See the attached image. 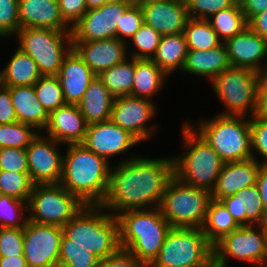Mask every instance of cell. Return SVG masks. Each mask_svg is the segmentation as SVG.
<instances>
[{
  "label": "cell",
  "mask_w": 267,
  "mask_h": 267,
  "mask_svg": "<svg viewBox=\"0 0 267 267\" xmlns=\"http://www.w3.org/2000/svg\"><path fill=\"white\" fill-rule=\"evenodd\" d=\"M211 200L210 191L183 183L173 176L159 209L172 228H201Z\"/></svg>",
  "instance_id": "obj_7"
},
{
  "label": "cell",
  "mask_w": 267,
  "mask_h": 267,
  "mask_svg": "<svg viewBox=\"0 0 267 267\" xmlns=\"http://www.w3.org/2000/svg\"><path fill=\"white\" fill-rule=\"evenodd\" d=\"M234 4L242 5L245 0H231Z\"/></svg>",
  "instance_id": "obj_60"
},
{
  "label": "cell",
  "mask_w": 267,
  "mask_h": 267,
  "mask_svg": "<svg viewBox=\"0 0 267 267\" xmlns=\"http://www.w3.org/2000/svg\"><path fill=\"white\" fill-rule=\"evenodd\" d=\"M220 201L226 206L228 212L240 226L246 225V207L242 196L230 195Z\"/></svg>",
  "instance_id": "obj_52"
},
{
  "label": "cell",
  "mask_w": 267,
  "mask_h": 267,
  "mask_svg": "<svg viewBox=\"0 0 267 267\" xmlns=\"http://www.w3.org/2000/svg\"><path fill=\"white\" fill-rule=\"evenodd\" d=\"M213 256L226 266L230 258L257 264L256 267L267 265V233L264 225L238 227L213 246Z\"/></svg>",
  "instance_id": "obj_12"
},
{
  "label": "cell",
  "mask_w": 267,
  "mask_h": 267,
  "mask_svg": "<svg viewBox=\"0 0 267 267\" xmlns=\"http://www.w3.org/2000/svg\"><path fill=\"white\" fill-rule=\"evenodd\" d=\"M33 86L39 102L48 114L66 104L57 76H42Z\"/></svg>",
  "instance_id": "obj_36"
},
{
  "label": "cell",
  "mask_w": 267,
  "mask_h": 267,
  "mask_svg": "<svg viewBox=\"0 0 267 267\" xmlns=\"http://www.w3.org/2000/svg\"><path fill=\"white\" fill-rule=\"evenodd\" d=\"M247 24L254 33L267 40V9L253 16Z\"/></svg>",
  "instance_id": "obj_54"
},
{
  "label": "cell",
  "mask_w": 267,
  "mask_h": 267,
  "mask_svg": "<svg viewBox=\"0 0 267 267\" xmlns=\"http://www.w3.org/2000/svg\"><path fill=\"white\" fill-rule=\"evenodd\" d=\"M56 76L59 79L65 103L76 105L82 100L90 82L96 77L73 48L64 57Z\"/></svg>",
  "instance_id": "obj_22"
},
{
  "label": "cell",
  "mask_w": 267,
  "mask_h": 267,
  "mask_svg": "<svg viewBox=\"0 0 267 267\" xmlns=\"http://www.w3.org/2000/svg\"><path fill=\"white\" fill-rule=\"evenodd\" d=\"M114 99L113 95L104 86L103 81L96 76L90 82L82 100L78 103V107L88 125L108 121L110 120Z\"/></svg>",
  "instance_id": "obj_27"
},
{
  "label": "cell",
  "mask_w": 267,
  "mask_h": 267,
  "mask_svg": "<svg viewBox=\"0 0 267 267\" xmlns=\"http://www.w3.org/2000/svg\"><path fill=\"white\" fill-rule=\"evenodd\" d=\"M257 79L258 73L254 70L232 66L217 75L211 86L226 108L218 114L254 116Z\"/></svg>",
  "instance_id": "obj_10"
},
{
  "label": "cell",
  "mask_w": 267,
  "mask_h": 267,
  "mask_svg": "<svg viewBox=\"0 0 267 267\" xmlns=\"http://www.w3.org/2000/svg\"><path fill=\"white\" fill-rule=\"evenodd\" d=\"M138 143L134 136L111 120L89 124L82 142L86 148L107 160L124 154Z\"/></svg>",
  "instance_id": "obj_17"
},
{
  "label": "cell",
  "mask_w": 267,
  "mask_h": 267,
  "mask_svg": "<svg viewBox=\"0 0 267 267\" xmlns=\"http://www.w3.org/2000/svg\"><path fill=\"white\" fill-rule=\"evenodd\" d=\"M200 267H227V266L219 262L214 256H212L204 265Z\"/></svg>",
  "instance_id": "obj_57"
},
{
  "label": "cell",
  "mask_w": 267,
  "mask_h": 267,
  "mask_svg": "<svg viewBox=\"0 0 267 267\" xmlns=\"http://www.w3.org/2000/svg\"><path fill=\"white\" fill-rule=\"evenodd\" d=\"M17 122L9 89L0 84V125Z\"/></svg>",
  "instance_id": "obj_51"
},
{
  "label": "cell",
  "mask_w": 267,
  "mask_h": 267,
  "mask_svg": "<svg viewBox=\"0 0 267 267\" xmlns=\"http://www.w3.org/2000/svg\"><path fill=\"white\" fill-rule=\"evenodd\" d=\"M33 187L28 173L0 170V194L28 202Z\"/></svg>",
  "instance_id": "obj_35"
},
{
  "label": "cell",
  "mask_w": 267,
  "mask_h": 267,
  "mask_svg": "<svg viewBox=\"0 0 267 267\" xmlns=\"http://www.w3.org/2000/svg\"><path fill=\"white\" fill-rule=\"evenodd\" d=\"M15 35L20 41L18 48L36 62L42 76H56L64 57L73 48L71 31L22 28Z\"/></svg>",
  "instance_id": "obj_8"
},
{
  "label": "cell",
  "mask_w": 267,
  "mask_h": 267,
  "mask_svg": "<svg viewBox=\"0 0 267 267\" xmlns=\"http://www.w3.org/2000/svg\"><path fill=\"white\" fill-rule=\"evenodd\" d=\"M260 166V162L254 158L224 163L211 192L212 199L220 201L235 195L241 189L255 185Z\"/></svg>",
  "instance_id": "obj_23"
},
{
  "label": "cell",
  "mask_w": 267,
  "mask_h": 267,
  "mask_svg": "<svg viewBox=\"0 0 267 267\" xmlns=\"http://www.w3.org/2000/svg\"><path fill=\"white\" fill-rule=\"evenodd\" d=\"M129 58L130 59L126 58L123 62L103 71L98 76L114 98L132 95L135 75V58Z\"/></svg>",
  "instance_id": "obj_32"
},
{
  "label": "cell",
  "mask_w": 267,
  "mask_h": 267,
  "mask_svg": "<svg viewBox=\"0 0 267 267\" xmlns=\"http://www.w3.org/2000/svg\"><path fill=\"white\" fill-rule=\"evenodd\" d=\"M24 227H0V256H24Z\"/></svg>",
  "instance_id": "obj_44"
},
{
  "label": "cell",
  "mask_w": 267,
  "mask_h": 267,
  "mask_svg": "<svg viewBox=\"0 0 267 267\" xmlns=\"http://www.w3.org/2000/svg\"><path fill=\"white\" fill-rule=\"evenodd\" d=\"M99 258L81 245H68V238L63 234L58 267H96Z\"/></svg>",
  "instance_id": "obj_37"
},
{
  "label": "cell",
  "mask_w": 267,
  "mask_h": 267,
  "mask_svg": "<svg viewBox=\"0 0 267 267\" xmlns=\"http://www.w3.org/2000/svg\"><path fill=\"white\" fill-rule=\"evenodd\" d=\"M240 225L228 212L226 206L217 200H211L205 221L201 227L207 241L214 246L225 235L235 231Z\"/></svg>",
  "instance_id": "obj_31"
},
{
  "label": "cell",
  "mask_w": 267,
  "mask_h": 267,
  "mask_svg": "<svg viewBox=\"0 0 267 267\" xmlns=\"http://www.w3.org/2000/svg\"><path fill=\"white\" fill-rule=\"evenodd\" d=\"M251 151L256 150L264 157L261 165H267V118L250 117ZM254 148V149H253Z\"/></svg>",
  "instance_id": "obj_47"
},
{
  "label": "cell",
  "mask_w": 267,
  "mask_h": 267,
  "mask_svg": "<svg viewBox=\"0 0 267 267\" xmlns=\"http://www.w3.org/2000/svg\"><path fill=\"white\" fill-rule=\"evenodd\" d=\"M96 267H145L138 258L127 251L119 248L107 258L99 259Z\"/></svg>",
  "instance_id": "obj_49"
},
{
  "label": "cell",
  "mask_w": 267,
  "mask_h": 267,
  "mask_svg": "<svg viewBox=\"0 0 267 267\" xmlns=\"http://www.w3.org/2000/svg\"><path fill=\"white\" fill-rule=\"evenodd\" d=\"M157 1H164V0H132V3L137 4V5H142V4H147L150 2H157Z\"/></svg>",
  "instance_id": "obj_59"
},
{
  "label": "cell",
  "mask_w": 267,
  "mask_h": 267,
  "mask_svg": "<svg viewBox=\"0 0 267 267\" xmlns=\"http://www.w3.org/2000/svg\"><path fill=\"white\" fill-rule=\"evenodd\" d=\"M87 10L98 8L105 4V0H85Z\"/></svg>",
  "instance_id": "obj_58"
},
{
  "label": "cell",
  "mask_w": 267,
  "mask_h": 267,
  "mask_svg": "<svg viewBox=\"0 0 267 267\" xmlns=\"http://www.w3.org/2000/svg\"><path fill=\"white\" fill-rule=\"evenodd\" d=\"M85 204L61 184L34 185L28 201V220L63 227Z\"/></svg>",
  "instance_id": "obj_11"
},
{
  "label": "cell",
  "mask_w": 267,
  "mask_h": 267,
  "mask_svg": "<svg viewBox=\"0 0 267 267\" xmlns=\"http://www.w3.org/2000/svg\"><path fill=\"white\" fill-rule=\"evenodd\" d=\"M254 115L267 118V68L258 73Z\"/></svg>",
  "instance_id": "obj_50"
},
{
  "label": "cell",
  "mask_w": 267,
  "mask_h": 267,
  "mask_svg": "<svg viewBox=\"0 0 267 267\" xmlns=\"http://www.w3.org/2000/svg\"><path fill=\"white\" fill-rule=\"evenodd\" d=\"M245 119H244V118ZM187 123L206 141L226 162L257 159L251 151L250 117L241 115H216L212 119L199 121L193 127Z\"/></svg>",
  "instance_id": "obj_6"
},
{
  "label": "cell",
  "mask_w": 267,
  "mask_h": 267,
  "mask_svg": "<svg viewBox=\"0 0 267 267\" xmlns=\"http://www.w3.org/2000/svg\"><path fill=\"white\" fill-rule=\"evenodd\" d=\"M207 21L223 43L248 27L241 5L237 4L211 15Z\"/></svg>",
  "instance_id": "obj_33"
},
{
  "label": "cell",
  "mask_w": 267,
  "mask_h": 267,
  "mask_svg": "<svg viewBox=\"0 0 267 267\" xmlns=\"http://www.w3.org/2000/svg\"><path fill=\"white\" fill-rule=\"evenodd\" d=\"M10 92L17 121L42 131L48 123V113L39 102L34 86L7 87Z\"/></svg>",
  "instance_id": "obj_25"
},
{
  "label": "cell",
  "mask_w": 267,
  "mask_h": 267,
  "mask_svg": "<svg viewBox=\"0 0 267 267\" xmlns=\"http://www.w3.org/2000/svg\"><path fill=\"white\" fill-rule=\"evenodd\" d=\"M242 196L246 207V225H264L267 214L264 210L257 185L246 187L235 194Z\"/></svg>",
  "instance_id": "obj_41"
},
{
  "label": "cell",
  "mask_w": 267,
  "mask_h": 267,
  "mask_svg": "<svg viewBox=\"0 0 267 267\" xmlns=\"http://www.w3.org/2000/svg\"><path fill=\"white\" fill-rule=\"evenodd\" d=\"M183 33L188 50L207 51L223 43L210 23L205 19L189 18Z\"/></svg>",
  "instance_id": "obj_34"
},
{
  "label": "cell",
  "mask_w": 267,
  "mask_h": 267,
  "mask_svg": "<svg viewBox=\"0 0 267 267\" xmlns=\"http://www.w3.org/2000/svg\"><path fill=\"white\" fill-rule=\"evenodd\" d=\"M62 237V227L28 220L23 246L28 267H58Z\"/></svg>",
  "instance_id": "obj_13"
},
{
  "label": "cell",
  "mask_w": 267,
  "mask_h": 267,
  "mask_svg": "<svg viewBox=\"0 0 267 267\" xmlns=\"http://www.w3.org/2000/svg\"><path fill=\"white\" fill-rule=\"evenodd\" d=\"M258 187L264 210L267 214V165H261L257 175Z\"/></svg>",
  "instance_id": "obj_55"
},
{
  "label": "cell",
  "mask_w": 267,
  "mask_h": 267,
  "mask_svg": "<svg viewBox=\"0 0 267 267\" xmlns=\"http://www.w3.org/2000/svg\"><path fill=\"white\" fill-rule=\"evenodd\" d=\"M132 4V1L107 2L98 8L87 10L72 27V41H94L116 37V26H120L122 15Z\"/></svg>",
  "instance_id": "obj_14"
},
{
  "label": "cell",
  "mask_w": 267,
  "mask_h": 267,
  "mask_svg": "<svg viewBox=\"0 0 267 267\" xmlns=\"http://www.w3.org/2000/svg\"><path fill=\"white\" fill-rule=\"evenodd\" d=\"M144 23L161 36L182 33L189 19L185 0H164L140 5Z\"/></svg>",
  "instance_id": "obj_20"
},
{
  "label": "cell",
  "mask_w": 267,
  "mask_h": 267,
  "mask_svg": "<svg viewBox=\"0 0 267 267\" xmlns=\"http://www.w3.org/2000/svg\"><path fill=\"white\" fill-rule=\"evenodd\" d=\"M264 227H265V230H266V233H267V217H266V220H265V223H264Z\"/></svg>",
  "instance_id": "obj_62"
},
{
  "label": "cell",
  "mask_w": 267,
  "mask_h": 267,
  "mask_svg": "<svg viewBox=\"0 0 267 267\" xmlns=\"http://www.w3.org/2000/svg\"><path fill=\"white\" fill-rule=\"evenodd\" d=\"M72 42L73 49L96 76L129 58L127 41H121L117 37Z\"/></svg>",
  "instance_id": "obj_19"
},
{
  "label": "cell",
  "mask_w": 267,
  "mask_h": 267,
  "mask_svg": "<svg viewBox=\"0 0 267 267\" xmlns=\"http://www.w3.org/2000/svg\"><path fill=\"white\" fill-rule=\"evenodd\" d=\"M119 246L148 267L157 257L172 228L159 207L127 210L116 215Z\"/></svg>",
  "instance_id": "obj_3"
},
{
  "label": "cell",
  "mask_w": 267,
  "mask_h": 267,
  "mask_svg": "<svg viewBox=\"0 0 267 267\" xmlns=\"http://www.w3.org/2000/svg\"><path fill=\"white\" fill-rule=\"evenodd\" d=\"M43 136L38 132L26 148L28 175L34 185L60 184L64 156L57 149L60 143Z\"/></svg>",
  "instance_id": "obj_15"
},
{
  "label": "cell",
  "mask_w": 267,
  "mask_h": 267,
  "mask_svg": "<svg viewBox=\"0 0 267 267\" xmlns=\"http://www.w3.org/2000/svg\"><path fill=\"white\" fill-rule=\"evenodd\" d=\"M88 124L76 104H65L48 115V137L59 143L78 144L84 141Z\"/></svg>",
  "instance_id": "obj_21"
},
{
  "label": "cell",
  "mask_w": 267,
  "mask_h": 267,
  "mask_svg": "<svg viewBox=\"0 0 267 267\" xmlns=\"http://www.w3.org/2000/svg\"><path fill=\"white\" fill-rule=\"evenodd\" d=\"M26 210H28V202L0 194V227H25L28 222V216L24 215Z\"/></svg>",
  "instance_id": "obj_38"
},
{
  "label": "cell",
  "mask_w": 267,
  "mask_h": 267,
  "mask_svg": "<svg viewBox=\"0 0 267 267\" xmlns=\"http://www.w3.org/2000/svg\"><path fill=\"white\" fill-rule=\"evenodd\" d=\"M123 1H132V0H105V4L107 2H123Z\"/></svg>",
  "instance_id": "obj_61"
},
{
  "label": "cell",
  "mask_w": 267,
  "mask_h": 267,
  "mask_svg": "<svg viewBox=\"0 0 267 267\" xmlns=\"http://www.w3.org/2000/svg\"><path fill=\"white\" fill-rule=\"evenodd\" d=\"M37 134L38 131L32 126L19 121L0 125V149L8 147L26 149Z\"/></svg>",
  "instance_id": "obj_39"
},
{
  "label": "cell",
  "mask_w": 267,
  "mask_h": 267,
  "mask_svg": "<svg viewBox=\"0 0 267 267\" xmlns=\"http://www.w3.org/2000/svg\"><path fill=\"white\" fill-rule=\"evenodd\" d=\"M167 77L168 75L152 59H135L132 96L152 100L162 89Z\"/></svg>",
  "instance_id": "obj_30"
},
{
  "label": "cell",
  "mask_w": 267,
  "mask_h": 267,
  "mask_svg": "<svg viewBox=\"0 0 267 267\" xmlns=\"http://www.w3.org/2000/svg\"><path fill=\"white\" fill-rule=\"evenodd\" d=\"M42 74L36 62L17 48L9 63L0 72V84L5 87L34 85Z\"/></svg>",
  "instance_id": "obj_28"
},
{
  "label": "cell",
  "mask_w": 267,
  "mask_h": 267,
  "mask_svg": "<svg viewBox=\"0 0 267 267\" xmlns=\"http://www.w3.org/2000/svg\"><path fill=\"white\" fill-rule=\"evenodd\" d=\"M60 184L85 205H100L108 189L112 167L82 143L67 144Z\"/></svg>",
  "instance_id": "obj_2"
},
{
  "label": "cell",
  "mask_w": 267,
  "mask_h": 267,
  "mask_svg": "<svg viewBox=\"0 0 267 267\" xmlns=\"http://www.w3.org/2000/svg\"><path fill=\"white\" fill-rule=\"evenodd\" d=\"M103 209L100 205H85L62 227L68 245H81L99 259L120 248L117 218Z\"/></svg>",
  "instance_id": "obj_4"
},
{
  "label": "cell",
  "mask_w": 267,
  "mask_h": 267,
  "mask_svg": "<svg viewBox=\"0 0 267 267\" xmlns=\"http://www.w3.org/2000/svg\"><path fill=\"white\" fill-rule=\"evenodd\" d=\"M173 176V157H129L112 168L100 206L110 213L115 212L114 216L127 210L159 207Z\"/></svg>",
  "instance_id": "obj_1"
},
{
  "label": "cell",
  "mask_w": 267,
  "mask_h": 267,
  "mask_svg": "<svg viewBox=\"0 0 267 267\" xmlns=\"http://www.w3.org/2000/svg\"><path fill=\"white\" fill-rule=\"evenodd\" d=\"M19 0H0V34L14 36L20 29L18 14Z\"/></svg>",
  "instance_id": "obj_45"
},
{
  "label": "cell",
  "mask_w": 267,
  "mask_h": 267,
  "mask_svg": "<svg viewBox=\"0 0 267 267\" xmlns=\"http://www.w3.org/2000/svg\"><path fill=\"white\" fill-rule=\"evenodd\" d=\"M161 35L151 26L144 23L130 38L135 47V52L130 57L135 59H152L156 54Z\"/></svg>",
  "instance_id": "obj_40"
},
{
  "label": "cell",
  "mask_w": 267,
  "mask_h": 267,
  "mask_svg": "<svg viewBox=\"0 0 267 267\" xmlns=\"http://www.w3.org/2000/svg\"><path fill=\"white\" fill-rule=\"evenodd\" d=\"M232 67L247 68L259 73L267 68V40L246 27L224 42Z\"/></svg>",
  "instance_id": "obj_18"
},
{
  "label": "cell",
  "mask_w": 267,
  "mask_h": 267,
  "mask_svg": "<svg viewBox=\"0 0 267 267\" xmlns=\"http://www.w3.org/2000/svg\"><path fill=\"white\" fill-rule=\"evenodd\" d=\"M187 54L188 47L184 33L169 34L161 37L152 60L170 76L169 74L176 69L182 71Z\"/></svg>",
  "instance_id": "obj_29"
},
{
  "label": "cell",
  "mask_w": 267,
  "mask_h": 267,
  "mask_svg": "<svg viewBox=\"0 0 267 267\" xmlns=\"http://www.w3.org/2000/svg\"><path fill=\"white\" fill-rule=\"evenodd\" d=\"M143 24L144 17L140 5L132 4L122 15L120 26H116V37L121 41H126L130 39Z\"/></svg>",
  "instance_id": "obj_43"
},
{
  "label": "cell",
  "mask_w": 267,
  "mask_h": 267,
  "mask_svg": "<svg viewBox=\"0 0 267 267\" xmlns=\"http://www.w3.org/2000/svg\"><path fill=\"white\" fill-rule=\"evenodd\" d=\"M0 170L28 173L27 151L24 148H1Z\"/></svg>",
  "instance_id": "obj_46"
},
{
  "label": "cell",
  "mask_w": 267,
  "mask_h": 267,
  "mask_svg": "<svg viewBox=\"0 0 267 267\" xmlns=\"http://www.w3.org/2000/svg\"><path fill=\"white\" fill-rule=\"evenodd\" d=\"M212 256L213 246L201 228H171L148 267H200Z\"/></svg>",
  "instance_id": "obj_9"
},
{
  "label": "cell",
  "mask_w": 267,
  "mask_h": 267,
  "mask_svg": "<svg viewBox=\"0 0 267 267\" xmlns=\"http://www.w3.org/2000/svg\"><path fill=\"white\" fill-rule=\"evenodd\" d=\"M155 106L152 100L145 98L132 95L116 97L110 120L142 142L154 136L157 125L147 127V121L155 116Z\"/></svg>",
  "instance_id": "obj_16"
},
{
  "label": "cell",
  "mask_w": 267,
  "mask_h": 267,
  "mask_svg": "<svg viewBox=\"0 0 267 267\" xmlns=\"http://www.w3.org/2000/svg\"><path fill=\"white\" fill-rule=\"evenodd\" d=\"M0 267H28L24 256H0Z\"/></svg>",
  "instance_id": "obj_56"
},
{
  "label": "cell",
  "mask_w": 267,
  "mask_h": 267,
  "mask_svg": "<svg viewBox=\"0 0 267 267\" xmlns=\"http://www.w3.org/2000/svg\"><path fill=\"white\" fill-rule=\"evenodd\" d=\"M231 67L224 43L216 48L200 51L188 50L182 71L188 74L206 77L212 81L225 69Z\"/></svg>",
  "instance_id": "obj_26"
},
{
  "label": "cell",
  "mask_w": 267,
  "mask_h": 267,
  "mask_svg": "<svg viewBox=\"0 0 267 267\" xmlns=\"http://www.w3.org/2000/svg\"><path fill=\"white\" fill-rule=\"evenodd\" d=\"M18 14L20 29L45 28L72 31L61 16L58 0H19Z\"/></svg>",
  "instance_id": "obj_24"
},
{
  "label": "cell",
  "mask_w": 267,
  "mask_h": 267,
  "mask_svg": "<svg viewBox=\"0 0 267 267\" xmlns=\"http://www.w3.org/2000/svg\"><path fill=\"white\" fill-rule=\"evenodd\" d=\"M189 18L207 20L211 15L234 5L231 0H185Z\"/></svg>",
  "instance_id": "obj_42"
},
{
  "label": "cell",
  "mask_w": 267,
  "mask_h": 267,
  "mask_svg": "<svg viewBox=\"0 0 267 267\" xmlns=\"http://www.w3.org/2000/svg\"><path fill=\"white\" fill-rule=\"evenodd\" d=\"M63 20L72 28L86 13L85 0H58Z\"/></svg>",
  "instance_id": "obj_48"
},
{
  "label": "cell",
  "mask_w": 267,
  "mask_h": 267,
  "mask_svg": "<svg viewBox=\"0 0 267 267\" xmlns=\"http://www.w3.org/2000/svg\"><path fill=\"white\" fill-rule=\"evenodd\" d=\"M182 136L188 149L173 157L174 176L183 183L212 192L224 162L187 122L183 124Z\"/></svg>",
  "instance_id": "obj_5"
},
{
  "label": "cell",
  "mask_w": 267,
  "mask_h": 267,
  "mask_svg": "<svg viewBox=\"0 0 267 267\" xmlns=\"http://www.w3.org/2000/svg\"><path fill=\"white\" fill-rule=\"evenodd\" d=\"M241 9L248 22L253 16L267 9V0H245L241 5Z\"/></svg>",
  "instance_id": "obj_53"
}]
</instances>
